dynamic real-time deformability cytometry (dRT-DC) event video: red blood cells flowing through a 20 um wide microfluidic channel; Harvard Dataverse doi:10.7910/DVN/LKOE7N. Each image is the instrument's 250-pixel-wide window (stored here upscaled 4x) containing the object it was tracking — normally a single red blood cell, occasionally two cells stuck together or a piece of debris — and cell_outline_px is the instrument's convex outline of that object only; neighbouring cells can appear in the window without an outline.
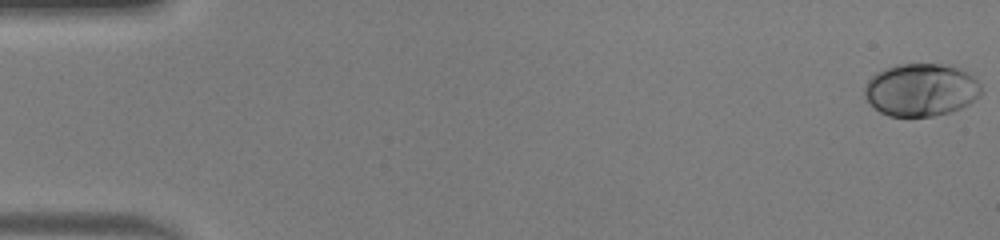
{"species": "human", "species_latin": "Homo sapiens", "temperature_condition": "warm", "stored_images_in_passage": 50, "camera_frame_rate_fps": 3000, "um_per_image_px": 0.085, "donor": {"sex": "male"}, "frame": {"image": 1, "passage_image": 1, "time_ms": 0.0, "image_size_px": [1000, 240], "cell_outline_px": [[980, 96], [968, 104], [960, 108], [948, 112], [932, 116], [888, 116], [880, 112], [868, 100], [864, 92], [864, 88], [868, 80], [876, 72], [896, 64], [940, 64], [956, 68], [968, 72], [980, 84]], "centroid_in_image_um": [78.27, 7.63], "position_along_channel_um": 6.7, "area_um2": 35.49}}
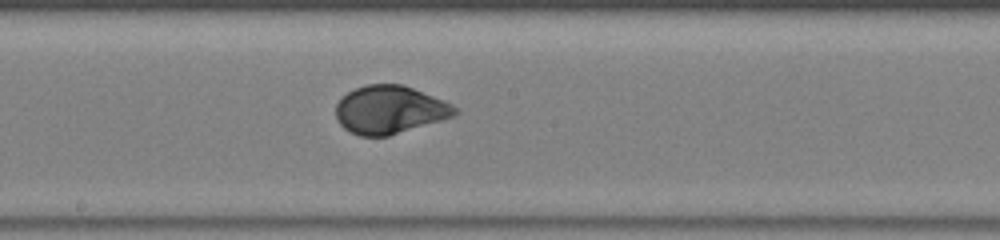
{"frame": {"image": 2, "passage_image": 28, "time_ms": 9.0, "image_size_px": [1000, 240], "cell_outline_px": [[460, 112], [456, 116], [388, 136], [360, 136], [344, 128], [336, 120], [336, 104], [340, 96], [356, 88], [368, 84], [404, 84], [444, 100], [452, 104]], "centroid_in_image_um": [33.13, 9.32], "position_along_channel_um": 215.1, "area_um2": 33.58}}
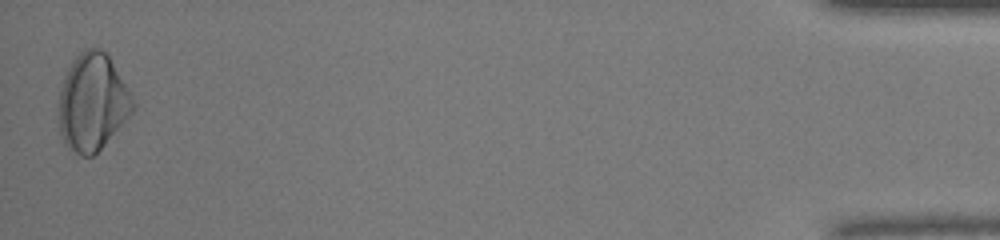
{"frame": {"image": 3, "passage_image": 50, "time_ms": 16.333, "image_size_px": [1000, 240], "cell_outline_px": [[136, 104], [132, 112], [104, 144], [92, 156], [80, 156], [68, 148], [64, 144], [60, 136], [60, 92], [64, 76], [68, 68], [76, 56], [84, 48], [100, 48], [108, 56], [132, 96]], "centroid_in_image_um": [7.85, 8.7], "position_along_channel_um": 427.4, "area_um2": 41.27}, "authors_computed_cell_mechanics": {"area_um2": 33.8708, "velocity_mm_per_s": 4.1387, "shape_relaxation_time_tau1_ms": 2.7157, "shape_relaxation_time_tau2_ms": null, "deformation_change_tau1": 0.1755, "deformation_change_tau2": null}}